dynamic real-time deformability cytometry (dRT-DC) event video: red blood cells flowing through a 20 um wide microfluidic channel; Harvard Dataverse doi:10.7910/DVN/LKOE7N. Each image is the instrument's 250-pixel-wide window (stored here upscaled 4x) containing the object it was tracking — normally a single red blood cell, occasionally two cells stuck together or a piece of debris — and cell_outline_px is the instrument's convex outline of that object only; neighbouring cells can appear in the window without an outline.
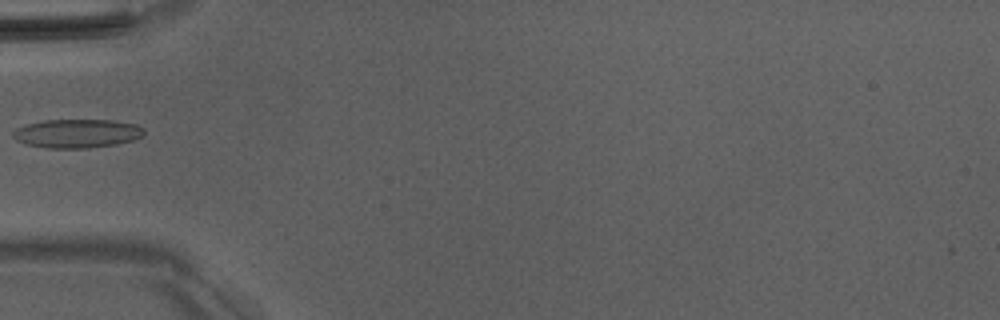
{"species": "Egyptian fruit bat (a non-hibernating species)", "species_latin": "Rousettus aegyptiacus", "temperature_condition": "room temperature", "stored_images_in_passage": 7, "camera_frame_rate_fps": 3000, "um_per_image_px": 0.085, "animal": {"sex": "male"}, "frame": {"image": 1, "passage_image": 1, "time_ms": 0.0, "image_size_px": [1000, 320], "cell_outline_px": [[144, 132], [140, 136], [132, 140], [116, 144], [88, 148], [48, 148], [28, 144], [16, 140], [12, 136], [12, 132], [16, 128], [28, 124], [44, 120], [112, 120], [136, 124], [144, 128]], "centroid_in_image_um": [6.54, 11.34], "position_along_channel_um": 78.5, "area_um2": 21.79}}